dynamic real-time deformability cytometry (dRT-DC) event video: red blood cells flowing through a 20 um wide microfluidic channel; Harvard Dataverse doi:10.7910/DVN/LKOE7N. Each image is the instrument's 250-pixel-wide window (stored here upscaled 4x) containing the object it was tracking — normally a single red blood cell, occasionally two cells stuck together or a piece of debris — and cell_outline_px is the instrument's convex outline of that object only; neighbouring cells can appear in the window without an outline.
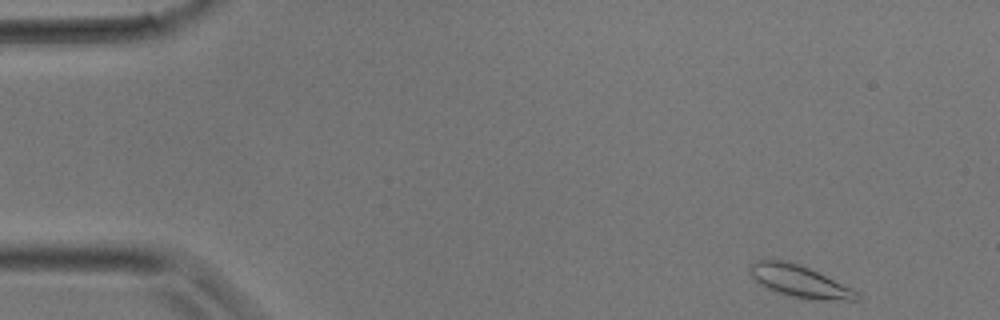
{"species": "common noctule bat (a hibernating species)", "species_latin": "Nyctalus noctula", "temperature_condition": "room temperature", "stored_images_in_passage": 33, "camera_frame_rate_fps": 3000, "um_per_image_px": 0.085, "animal": {"sex": "male", "body_mass_g": 17.9}, "frame": {"image": 1, "passage_image": 1, "time_ms": 0.0, "image_size_px": [1000, 320], "cell_outline_px": [[860, 300], [812, 300], [792, 296], [768, 288], [760, 284], [748, 272], [748, 268], [756, 260], [788, 260], [800, 264], [852, 288], [860, 292]], "centroid_in_image_um": [67.99, 23.91], "position_along_channel_um": 17.0, "area_um2": 19.83}}
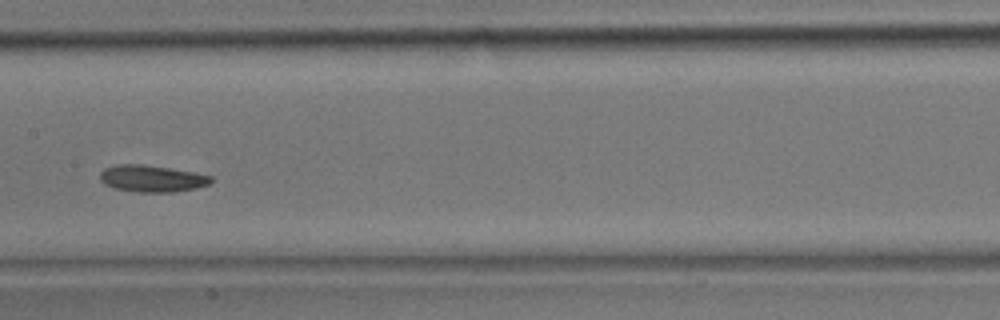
{"frame": {"image": 2, "passage_image": 16, "time_ms": 5.0, "image_size_px": [1000, 320], "cell_outline_px": [[212, 180], [208, 184], [196, 188], [172, 192], [136, 192], [112, 188], [104, 184], [100, 180], [100, 172], [104, 168], [116, 164], [144, 164], [192, 172], [212, 176]], "centroid_in_image_um": [12.85, 15.18], "position_along_channel_um": 194.5, "area_um2": 17.34}}
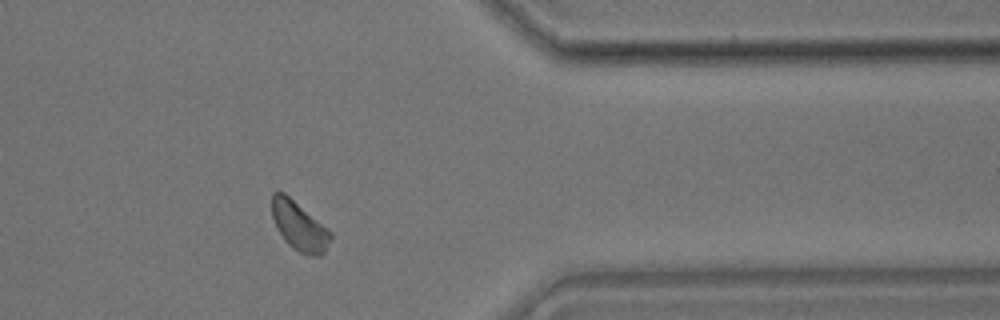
{"frame": {"image": 3, "passage_image": 27, "time_ms": 8.667, "image_size_px": [1000, 320], "cell_outline_px": [[332, 236], [324, 252], [320, 256], [308, 256], [300, 252], [288, 244], [284, 240], [276, 228], [272, 216], [272, 192], [284, 192], [332, 232]], "centroid_in_image_um": [25.42, 19.23], "position_along_channel_um": 386.0, "area_um2": 16.59}}